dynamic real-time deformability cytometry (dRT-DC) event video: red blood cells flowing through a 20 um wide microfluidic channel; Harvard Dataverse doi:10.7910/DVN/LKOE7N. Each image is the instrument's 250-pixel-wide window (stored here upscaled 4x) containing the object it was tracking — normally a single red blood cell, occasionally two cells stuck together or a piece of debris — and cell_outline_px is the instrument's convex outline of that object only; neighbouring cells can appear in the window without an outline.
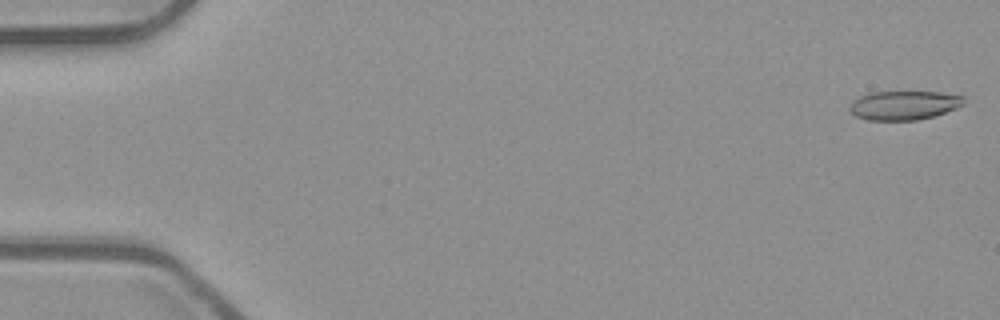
{"species": "common noctule bat (a hibernating species)", "species_latin": "Nyctalus noctula", "temperature_condition": "room temperature", "stored_images_in_passage": 53, "camera_frame_rate_fps": 3000, "um_per_image_px": 0.085, "animal": {"sex": "male", "body_mass_g": 23.1, "forearm_length_mm": 52.7}, "frame": {"image": 1, "passage_image": 1, "time_ms": 0.0, "image_size_px": [1000, 320], "cell_outline_px": [[964, 104], [956, 108], [932, 116], [916, 120], [868, 120], [856, 116], [848, 108], [852, 100], [860, 96], [872, 92], [940, 92], [964, 96]], "centroid_in_image_um": [76.82, 8.94], "position_along_channel_um": 8.2, "area_um2": 19.19}}
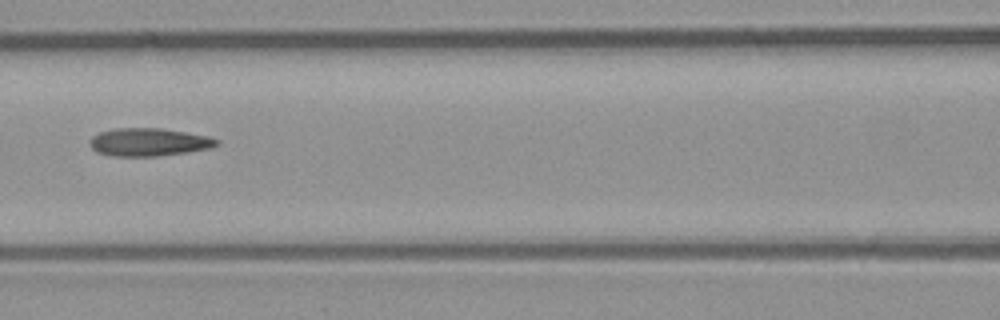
{"frame": {"image": 2, "passage_image": 24, "time_ms": 7.667, "image_size_px": [1000, 320], "cell_outline_px": [[220, 144], [208, 148], [188, 152], [156, 156], [112, 156], [96, 152], [92, 148], [92, 136], [100, 132], [116, 128], [160, 128], [208, 136], [220, 140]], "centroid_in_image_um": [12.67, 12.08], "position_along_channel_um": 153.9, "area_um2": 20.46}}
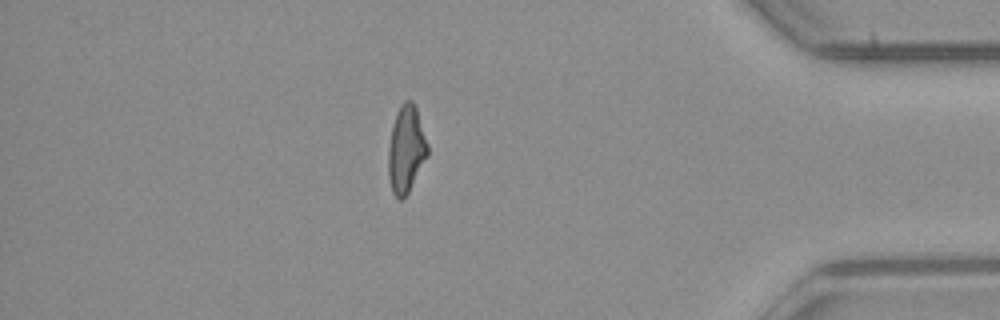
{"frame": {"image": 3, "passage_image": 46, "time_ms": 15.0, "image_size_px": [1000, 320], "cell_outline_px": [[428, 156], [404, 200], [400, 200], [392, 192], [388, 176], [388, 148], [392, 128], [396, 112], [404, 100], [412, 100], [416, 108], [428, 144]], "centroid_in_image_um": [34.52, 12.71], "position_along_channel_um": 400.7, "area_um2": 20.0}, "authors_computed_cell_mechanics": {"area_um2": 20.0566, "velocity_mm_per_s": 3.9092, "shape_relaxation_time_tau1_ms": null, "shape_relaxation_time_tau2_ms": 2.0701, "deformation_change_tau1": null, "deformation_change_tau2": 0.1236}}